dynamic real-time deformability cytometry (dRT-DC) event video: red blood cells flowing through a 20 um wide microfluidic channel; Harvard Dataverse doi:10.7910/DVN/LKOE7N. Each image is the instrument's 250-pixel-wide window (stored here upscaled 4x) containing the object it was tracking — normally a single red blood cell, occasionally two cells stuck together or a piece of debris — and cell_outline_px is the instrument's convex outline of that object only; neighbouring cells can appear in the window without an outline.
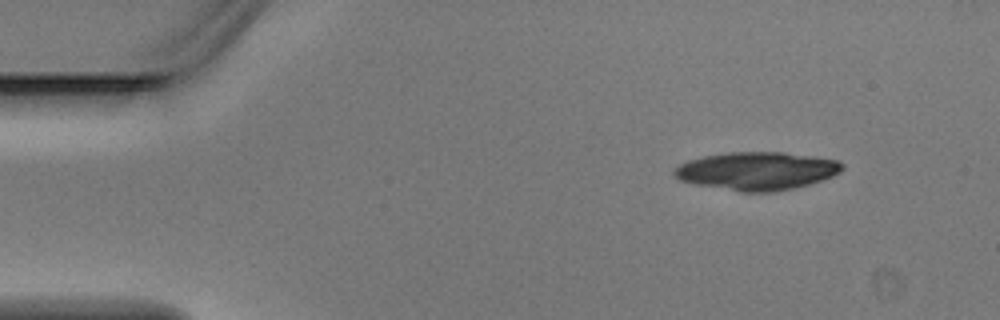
{"species": "Egyptian fruit bat (a non-hibernating species)", "species_latin": "Rousettus aegyptiacus", "temperature_condition": "warm", "stored_images_in_passage": 5, "segment_of_instrument_passage": [2, 2], "camera_frame_rate_fps": 3000, "um_per_image_px": 0.085, "animal": {"sex": "male"}, "frame": {"image": 1, "passage_image": 5, "time_ms": 1.333, "image_size_px": [1000, 320], "cell_outline_px": [[844, 168], [840, 172], [832, 176], [808, 184], [776, 192], [740, 192], [692, 184], [680, 180], [672, 172], [680, 164], [688, 160], [704, 156], [728, 152], [784, 152], [812, 156], [836, 160], [844, 164]], "centroid_in_image_um": [64.31, 14.53], "position_along_channel_um": 20.7, "area_um2": 37.28}}